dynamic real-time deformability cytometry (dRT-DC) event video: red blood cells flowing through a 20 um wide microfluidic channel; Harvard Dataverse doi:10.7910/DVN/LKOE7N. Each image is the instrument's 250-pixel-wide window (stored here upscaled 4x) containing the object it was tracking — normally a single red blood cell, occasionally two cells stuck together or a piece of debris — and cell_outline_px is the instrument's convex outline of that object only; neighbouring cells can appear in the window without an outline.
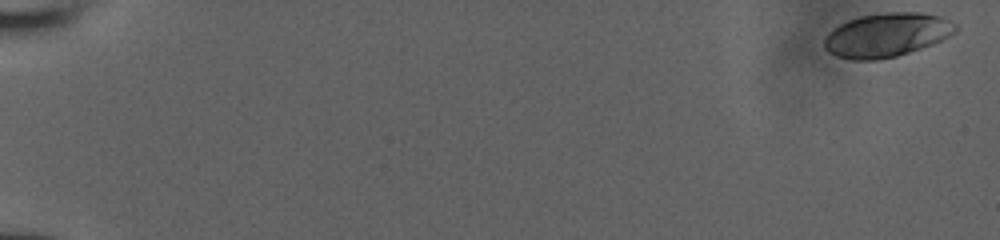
{"species": "human", "species_latin": "Homo sapiens", "temperature_condition": "room temperature", "stored_images_in_passage": 15, "camera_frame_rate_fps": 3000, "um_per_image_px": 0.085, "donor": {"sex": "male"}, "frame": {"image": 1, "passage_image": 1, "time_ms": 0.0, "image_size_px": [1000, 240], "cell_outline_px": [[956, 32], [932, 44], [896, 56], [876, 60], [852, 60], [836, 56], [828, 52], [824, 48], [824, 36], [828, 32], [840, 24], [848, 20], [860, 16], [888, 12], [920, 12], [940, 16], [956, 24]], "centroid_in_image_um": [75.33, 2.97], "position_along_channel_um": 9.7, "area_um2": 33.47}}
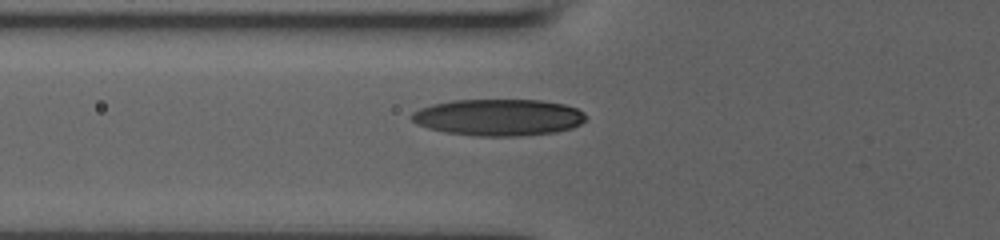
{"frame": {"image": 2, "passage_image": 9, "time_ms": 7.0, "image_size_px": [1000, 240], "cell_outline_px": [[588, 116], [580, 124], [572, 128], [556, 132], [520, 136], [476, 136], [448, 132], [428, 128], [416, 124], [412, 120], [412, 112], [420, 108], [432, 104], [452, 100], [540, 100], [564, 104], [576, 108], [584, 112]], "centroid_in_image_um": [42.39, 9.97], "position_along_channel_um": 83.4, "area_um2": 37.28}}
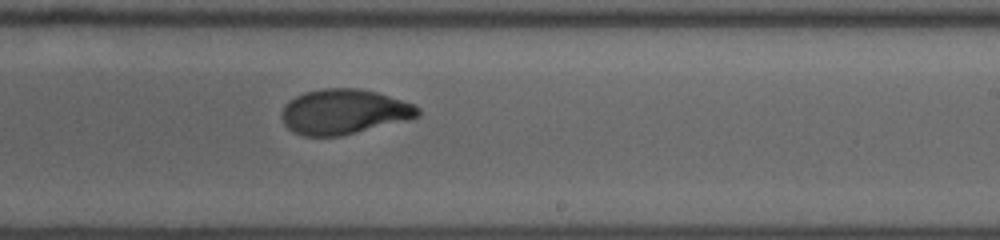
{"frame": {"image": 3, "passage_image": 15, "time_ms": 11.333, "image_size_px": [1000, 240], "cell_outline_px": [[420, 116], [408, 120], [340, 136], [304, 136], [292, 132], [284, 124], [280, 116], [280, 112], [284, 104], [288, 100], [304, 92], [324, 88], [356, 88], [376, 92], [416, 104], [420, 108]], "centroid_in_image_um": [29.22, 9.5], "position_along_channel_um": 259.8, "area_um2": 36.07}}